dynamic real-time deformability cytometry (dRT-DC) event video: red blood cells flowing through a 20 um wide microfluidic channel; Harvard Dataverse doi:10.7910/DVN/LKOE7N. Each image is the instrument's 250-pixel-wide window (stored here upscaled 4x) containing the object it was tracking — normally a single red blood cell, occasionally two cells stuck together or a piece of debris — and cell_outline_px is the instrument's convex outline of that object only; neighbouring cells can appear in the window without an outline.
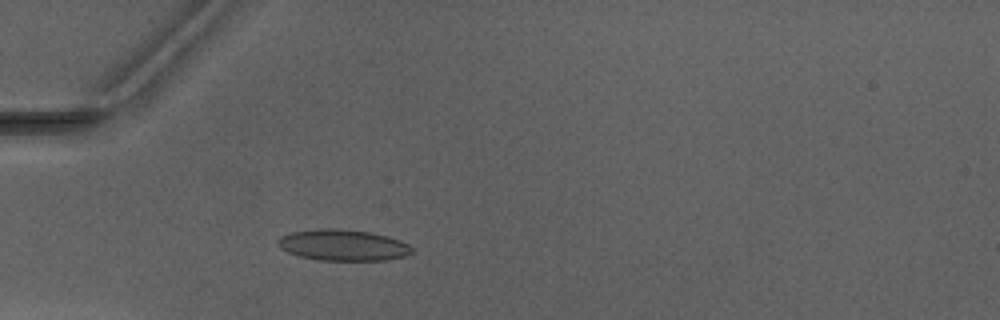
{"species": "Egyptian fruit bat (a non-hibernating species)", "species_latin": "Rousettus aegyptiacus", "temperature_condition": "warm", "stored_images_in_passage": 1, "camera_frame_rate_fps": 3000, "um_per_image_px": 0.085, "animal": {"sex": "male"}, "frame": {"image": 1, "passage_image": 1, "time_ms": 0.0, "image_size_px": [1000, 320], "cell_outline_px": [[412, 252], [404, 256], [384, 260], [320, 260], [300, 256], [288, 252], [280, 248], [276, 244], [280, 236], [292, 232], [320, 228], [336, 228], [372, 232], [388, 236], [400, 240], [408, 244], [412, 248]], "centroid_in_image_um": [29.14, 20.82], "position_along_channel_um": 55.9, "area_um2": 24.33}}